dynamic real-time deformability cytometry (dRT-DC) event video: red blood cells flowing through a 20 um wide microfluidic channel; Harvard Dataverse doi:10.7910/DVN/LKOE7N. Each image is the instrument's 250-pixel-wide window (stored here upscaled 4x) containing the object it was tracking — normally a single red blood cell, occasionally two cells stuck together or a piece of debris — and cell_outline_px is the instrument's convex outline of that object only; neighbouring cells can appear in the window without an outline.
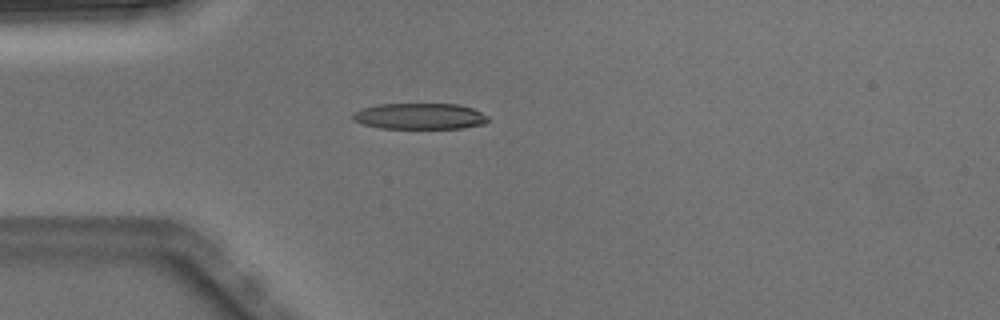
{"species": "Egyptian fruit bat (a non-hibernating species)", "species_latin": "Rousettus aegyptiacus", "temperature_condition": "warm", "stored_images_in_passage": 1, "camera_frame_rate_fps": 3000, "um_per_image_px": 0.085, "animal": {"sex": "male"}, "frame": {"image": 1, "passage_image": 1, "time_ms": 0.0, "image_size_px": [1000, 320], "cell_outline_px": [[488, 120], [484, 124], [464, 128], [380, 128], [364, 124], [352, 120], [352, 112], [360, 108], [380, 104], [456, 104], [472, 108], [488, 116]], "centroid_in_image_um": [35.64, 9.88], "position_along_channel_um": 49.4, "area_um2": 20.58}}